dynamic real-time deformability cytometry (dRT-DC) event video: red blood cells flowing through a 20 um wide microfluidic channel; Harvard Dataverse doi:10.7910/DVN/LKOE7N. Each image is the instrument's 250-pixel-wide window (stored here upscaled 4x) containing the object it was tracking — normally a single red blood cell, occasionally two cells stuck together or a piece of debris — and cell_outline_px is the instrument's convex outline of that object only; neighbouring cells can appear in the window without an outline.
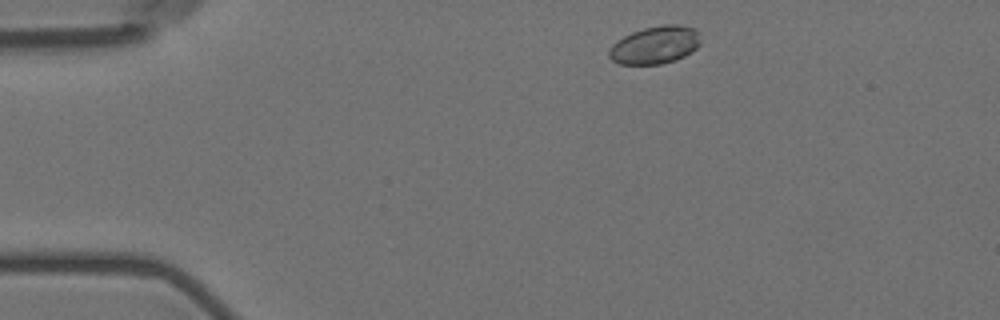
{"species": "Egyptian fruit bat (a non-hibernating species)", "species_latin": "Rousettus aegyptiacus", "temperature_condition": "room temperature", "stored_images_in_passage": 2, "camera_frame_rate_fps": 3000, "um_per_image_px": 0.085, "animal": {"sex": "female"}, "frame": {"image": 1, "passage_image": 1, "time_ms": 0.0, "image_size_px": [1000, 320], "cell_outline_px": [[700, 44], [692, 52], [676, 60], [660, 64], [620, 64], [612, 60], [608, 56], [608, 52], [612, 44], [616, 40], [632, 32], [644, 28], [664, 24], [680, 24], [696, 28], [700, 32]], "centroid_in_image_um": [55.71, 3.81], "position_along_channel_um": 29.3, "area_um2": 20.4}}